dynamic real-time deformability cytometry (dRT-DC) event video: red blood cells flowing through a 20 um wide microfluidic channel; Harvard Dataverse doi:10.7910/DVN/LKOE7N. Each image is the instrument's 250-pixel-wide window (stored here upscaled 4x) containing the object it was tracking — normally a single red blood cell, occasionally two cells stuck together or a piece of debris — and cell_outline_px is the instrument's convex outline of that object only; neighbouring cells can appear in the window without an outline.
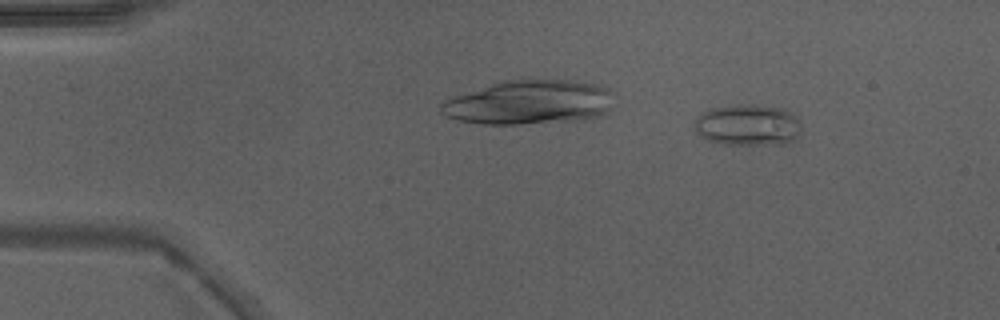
{"species": "Egyptian fruit bat (a non-hibernating species)", "species_latin": "Rousettus aegyptiacus", "temperature_condition": "warm", "stored_images_in_passage": 48, "camera_frame_rate_fps": 3000, "um_per_image_px": 0.085, "animal": {"sex": "male"}, "frame": {"image": 1, "passage_image": 6, "time_ms": 1.667, "image_size_px": [1000, 320], "cell_outline_px": [[800, 132], [792, 140], [784, 144], [720, 144], [704, 140], [692, 128], [692, 124], [696, 116], [712, 108], [744, 104], [756, 104], [784, 108], [792, 112], [800, 120]], "centroid_in_image_um": [63.53, 10.62], "position_along_channel_um": 21.5, "area_um2": 26.24}}
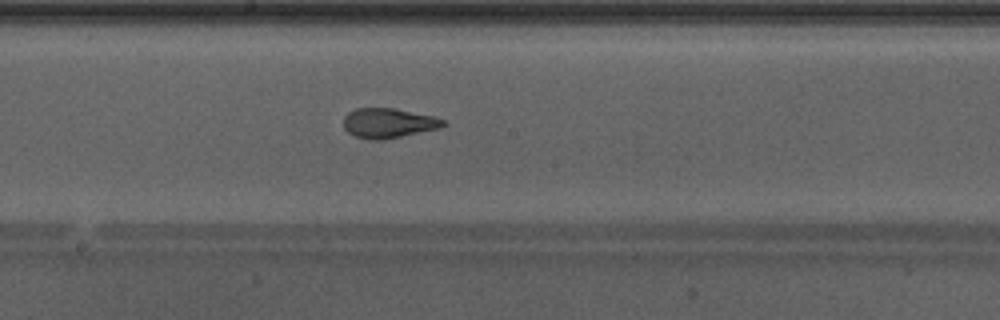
{"frame": {"image": 2, "passage_image": 26, "time_ms": 8.333, "image_size_px": [1000, 320], "cell_outline_px": [[448, 124], [440, 128], [384, 140], [372, 140], [356, 136], [348, 132], [344, 128], [344, 116], [348, 112], [356, 108], [392, 108], [432, 116], [444, 120]], "centroid_in_image_um": [33.01, 10.47], "position_along_channel_um": 215.2, "area_um2": 17.22}}
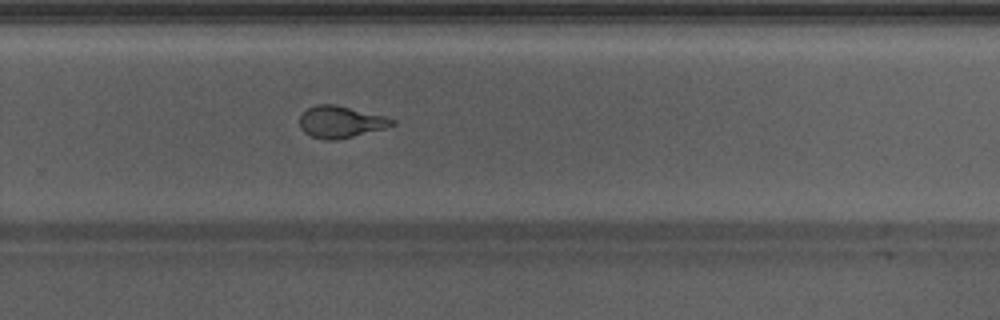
{"frame": {"image": 3, "passage_image": 32, "time_ms": 10.333, "image_size_px": [1000, 320], "cell_outline_px": [[396, 124], [384, 128], [336, 140], [324, 140], [312, 136], [304, 132], [300, 128], [300, 116], [308, 108], [316, 104], [336, 104], [388, 116], [396, 120]], "centroid_in_image_um": [28.98, 10.34], "position_along_channel_um": 300.8, "area_um2": 17.22}, "authors_computed_cell_mechanics": {"area_um2": 18.496, "velocity_mm_per_s": 4.3073, "shape_relaxation_time_tau1_ms": 8.6173, "shape_relaxation_time_tau2_ms": 0.9872, "deformation_change_tau1": 0.2578, "deformation_change_tau2": 0.0529}}